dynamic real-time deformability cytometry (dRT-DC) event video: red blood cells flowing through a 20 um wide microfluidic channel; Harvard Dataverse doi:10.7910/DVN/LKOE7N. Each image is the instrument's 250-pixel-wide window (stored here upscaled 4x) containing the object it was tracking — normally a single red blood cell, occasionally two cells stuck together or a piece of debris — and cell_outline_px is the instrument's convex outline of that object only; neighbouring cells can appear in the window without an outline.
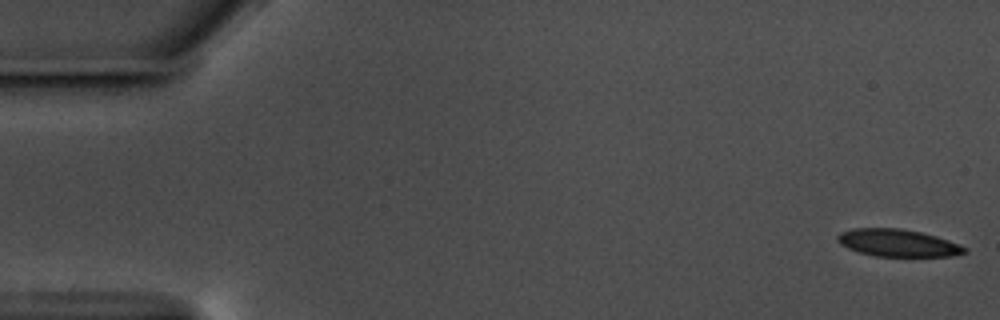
{"species": "common noctule bat (a hibernating species)", "species_latin": "Nyctalus noctula", "temperature_condition": "warm", "stored_images_in_passage": 57, "camera_frame_rate_fps": 3000, "um_per_image_px": 0.085, "animal": {"sex": "male", "body_mass_g": 17.5, "forearm_length_mm": 52.3}, "frame": {"image": 1, "passage_image": 1, "time_ms": 0.0, "image_size_px": [1000, 320], "cell_outline_px": [[968, 252], [952, 256], [876, 256], [860, 252], [848, 248], [840, 244], [836, 240], [836, 236], [840, 232], [852, 228], [900, 228], [920, 232], [936, 236], [948, 240], [968, 248]], "centroid_in_image_um": [76.3, 20.64], "position_along_channel_um": 8.7, "area_um2": 20.23}}
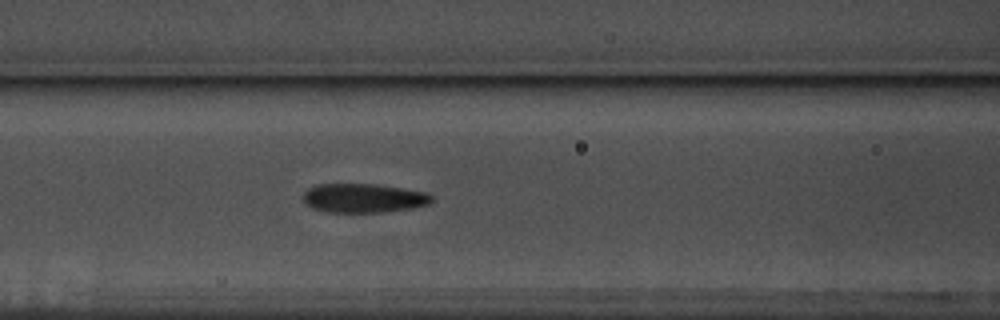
{"frame": {"image": 2, "passage_image": 24, "time_ms": 7.667, "image_size_px": [1000, 320], "cell_outline_px": [[432, 200], [428, 204], [412, 208], [384, 212], [328, 212], [312, 208], [304, 200], [304, 192], [308, 188], [316, 184], [376, 184], [404, 188], [428, 192], [432, 196]], "centroid_in_image_um": [30.92, 16.83], "position_along_channel_um": 135.7, "area_um2": 21.79}}
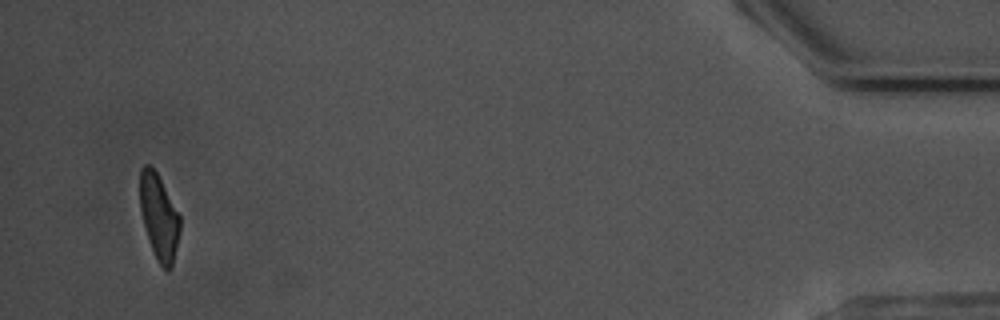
{"frame": {"image": 3, "passage_image": 55, "time_ms": 18.0, "image_size_px": [1000, 320], "cell_outline_px": [[180, 232], [172, 268], [168, 272], [156, 260], [144, 224], [140, 208], [140, 168], [144, 164], [148, 164], [156, 172], [180, 216]], "centroid_in_image_um": [13.52, 18.46], "position_along_channel_um": 421.7, "area_um2": 19.65}, "authors_computed_cell_mechanics": {"area_um2": 21.8484, "velocity_mm_per_s": 3.5599, "shape_relaxation_time_tau1_ms": 6.8153, "shape_relaxation_time_tau2_ms": 3.0662, "deformation_change_tau1": 0.1698, "deformation_change_tau2": 0.0965}}